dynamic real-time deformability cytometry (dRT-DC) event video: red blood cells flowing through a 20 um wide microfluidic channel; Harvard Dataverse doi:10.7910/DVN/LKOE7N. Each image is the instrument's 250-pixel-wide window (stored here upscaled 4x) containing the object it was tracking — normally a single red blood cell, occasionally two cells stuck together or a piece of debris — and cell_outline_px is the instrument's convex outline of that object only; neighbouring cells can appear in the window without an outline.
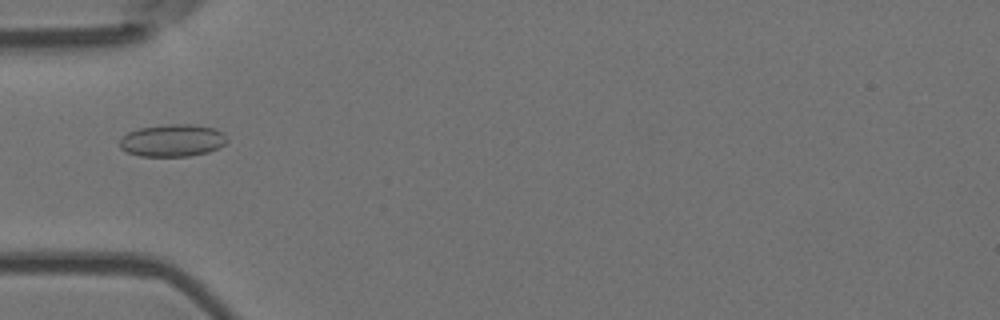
{"species": "Egyptian fruit bat (a non-hibernating species)", "species_latin": "Rousettus aegyptiacus", "temperature_condition": "room temperature", "stored_images_in_passage": 4, "camera_frame_rate_fps": 3000, "um_per_image_px": 0.085, "animal": {"sex": "female"}, "frame": {"image": 1, "passage_image": 4, "time_ms": 1.0, "image_size_px": [1000, 320], "cell_outline_px": [[228, 140], [224, 144], [208, 152], [188, 156], [140, 156], [128, 152], [120, 148], [120, 140], [128, 132], [140, 128], [168, 124], [192, 124], [216, 128]], "centroid_in_image_um": [14.65, 11.93], "position_along_channel_um": 70.3, "area_um2": 20.0}}